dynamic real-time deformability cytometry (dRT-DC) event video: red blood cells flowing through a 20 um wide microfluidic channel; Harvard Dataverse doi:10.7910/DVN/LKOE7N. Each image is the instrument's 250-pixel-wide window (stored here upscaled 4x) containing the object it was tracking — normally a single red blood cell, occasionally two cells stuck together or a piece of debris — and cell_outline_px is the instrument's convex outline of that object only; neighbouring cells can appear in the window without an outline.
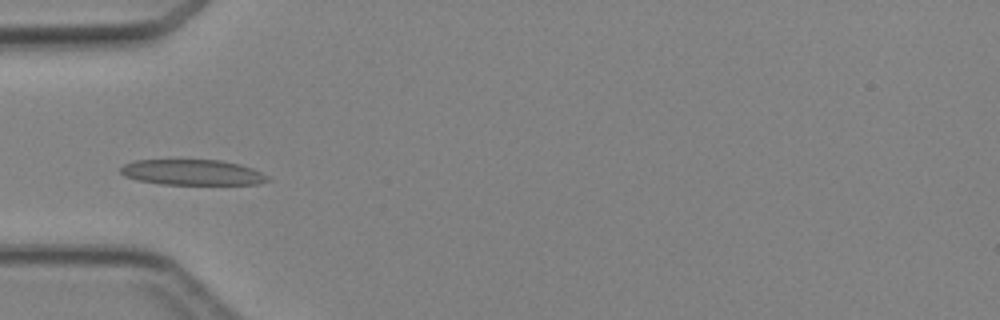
{"species": "Egyptian fruit bat (a non-hibernating species)", "species_latin": "Rousettus aegyptiacus", "temperature_condition": "cold", "stored_images_in_passage": 5, "camera_frame_rate_fps": 3000, "um_per_image_px": 0.085, "animal": {"sex": "female"}, "frame": {"image": 1, "passage_image": 5, "time_ms": 5.667, "image_size_px": [1000, 320], "cell_outline_px": [[272, 180], [260, 184], [160, 184], [136, 180], [124, 176], [120, 172], [120, 168], [124, 164], [132, 160], [220, 160], [240, 164], [252, 168], [268, 176]], "centroid_in_image_um": [16.34, 14.65], "position_along_channel_um": 68.7, "area_um2": 22.02}}